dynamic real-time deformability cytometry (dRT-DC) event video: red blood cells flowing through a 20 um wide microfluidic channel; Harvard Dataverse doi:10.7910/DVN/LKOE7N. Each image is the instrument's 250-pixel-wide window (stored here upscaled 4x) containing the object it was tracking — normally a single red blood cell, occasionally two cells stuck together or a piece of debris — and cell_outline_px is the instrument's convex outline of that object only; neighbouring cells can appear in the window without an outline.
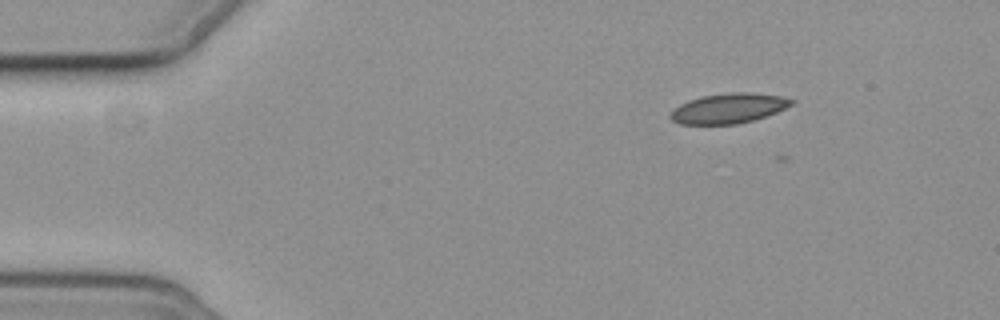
{"species": "common noctule bat (a hibernating species)", "species_latin": "Nyctalus noctula", "temperature_condition": "cold", "stored_images_in_passage": 7, "camera_frame_rate_fps": 3000, "um_per_image_px": 0.085, "animal": {"sex": "female", "body_mass_g": 19.3, "forearm_length_mm": 54.1}, "frame": {"image": 1, "passage_image": 3, "time_ms": 2.333, "image_size_px": [1000, 320], "cell_outline_px": [[796, 100], [792, 104], [776, 112], [752, 120], [736, 124], [680, 124], [672, 120], [668, 116], [680, 104], [688, 100], [700, 96], [728, 92], [752, 92], [780, 96]], "centroid_in_image_um": [61.91, 9.19], "position_along_channel_um": 23.1, "area_um2": 21.04}}
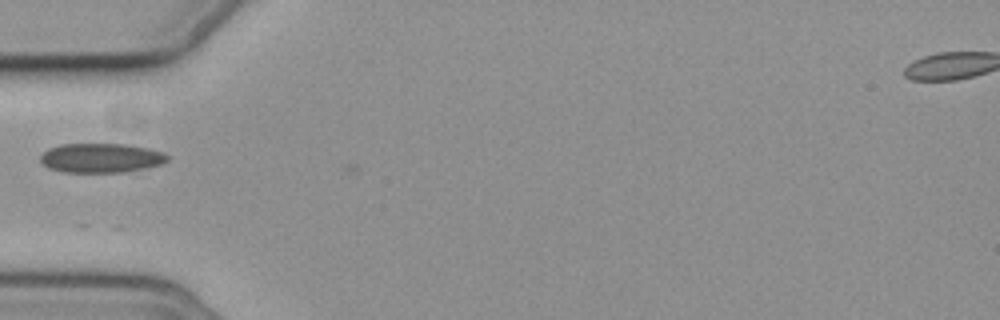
{"frame": {"image": 2, "passage_image": 6, "time_ms": 6.0, "image_size_px": [1000, 320], "cell_outline_px": [[168, 160], [160, 164], [144, 168], [124, 172], [64, 172], [48, 168], [40, 160], [40, 156], [48, 148], [60, 144], [124, 144], [148, 148], [164, 152], [168, 156]], "centroid_in_image_um": [8.57, 13.42], "position_along_channel_um": 76.4, "area_um2": 21.68}}
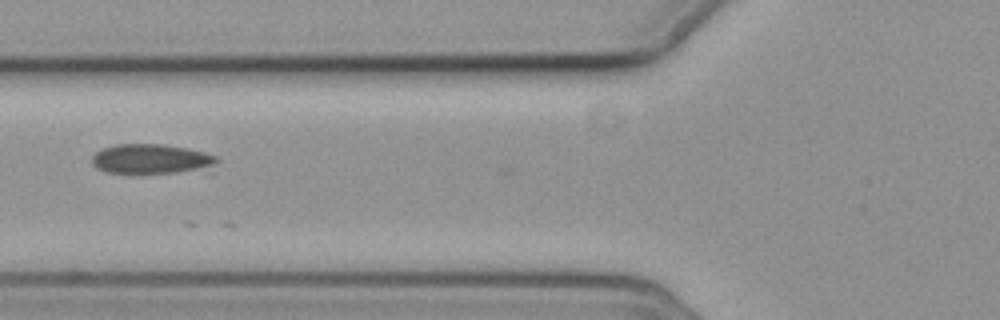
{"frame": {"image": 3, "passage_image": 7, "time_ms": 7.0, "image_size_px": [1000, 320], "cell_outline_px": [[220, 160], [212, 164], [196, 168], [176, 172], [108, 172], [96, 168], [92, 164], [92, 156], [100, 148], [116, 144], [164, 144], [188, 148], [204, 152], [216, 156]], "centroid_in_image_um": [12.75, 13.47], "position_along_channel_um": 113.1, "area_um2": 20.98}}